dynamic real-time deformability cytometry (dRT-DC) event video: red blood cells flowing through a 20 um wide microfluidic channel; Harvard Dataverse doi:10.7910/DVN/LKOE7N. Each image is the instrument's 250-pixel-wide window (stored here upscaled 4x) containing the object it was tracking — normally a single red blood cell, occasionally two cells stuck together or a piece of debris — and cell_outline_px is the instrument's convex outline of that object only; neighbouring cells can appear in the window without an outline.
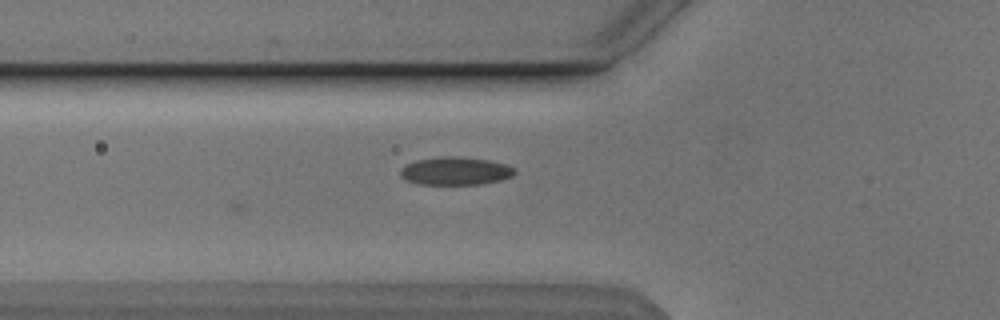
{"species": "Egyptian fruit bat (a non-hibernating species)", "species_latin": "Rousettus aegyptiacus", "temperature_condition": "cold", "stored_images_in_passage": 15, "camera_frame_rate_fps": 3000, "um_per_image_px": 0.085, "animal": {"sex": "male"}, "frame": {"image": 1, "passage_image": 15, "time_ms": 4.667, "image_size_px": [1000, 320], "cell_outline_px": [[516, 172], [512, 176], [500, 180], [480, 184], [416, 184], [400, 176], [400, 168], [404, 164], [416, 160], [440, 156], [460, 156], [488, 160], [508, 164]], "centroid_in_image_um": [38.68, 14.52], "position_along_channel_um": 87.1, "area_um2": 18.79}}